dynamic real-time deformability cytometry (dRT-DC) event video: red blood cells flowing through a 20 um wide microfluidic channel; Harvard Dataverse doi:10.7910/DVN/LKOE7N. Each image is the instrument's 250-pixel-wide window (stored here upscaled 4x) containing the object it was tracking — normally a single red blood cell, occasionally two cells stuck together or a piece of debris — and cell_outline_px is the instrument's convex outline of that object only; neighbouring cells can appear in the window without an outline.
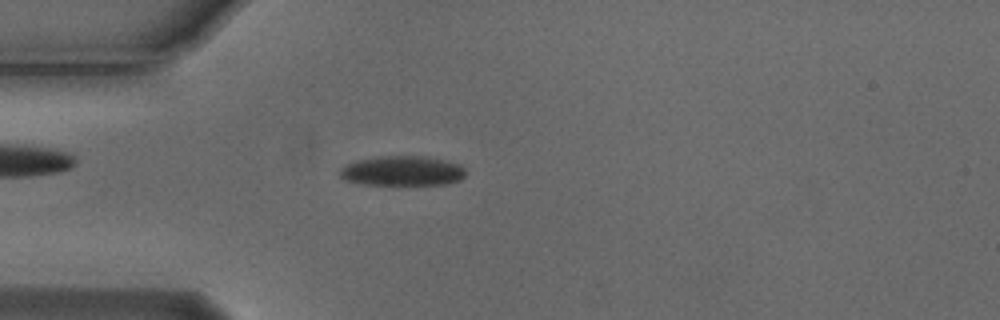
{"species": "Egyptian fruit bat (a non-hibernating species)", "species_latin": "Rousettus aegyptiacus", "temperature_condition": "cold", "stored_images_in_passage": 55, "camera_frame_rate_fps": 3000, "um_per_image_px": 0.085, "animal": {"sex": "male"}, "frame": {"image": 1, "passage_image": 15, "time_ms": 4.667, "image_size_px": [1000, 320], "cell_outline_px": [[468, 172], [460, 180], [448, 184], [364, 184], [344, 180], [340, 176], [340, 168], [356, 160], [380, 156], [424, 156], [444, 160], [460, 164]], "centroid_in_image_um": [34.23, 14.52], "position_along_channel_um": 50.8, "area_um2": 21.85}}
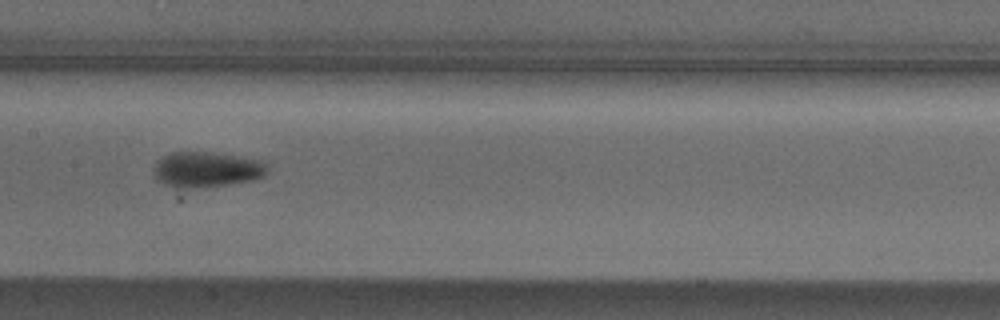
{"frame": {"image": 2, "passage_image": 27, "time_ms": 8.667, "image_size_px": [1000, 320], "cell_outline_px": [[268, 172], [264, 176], [252, 180], [228, 184], [192, 188], [172, 188], [156, 180], [152, 172], [156, 164], [164, 156], [172, 152], [204, 152], [236, 156], [260, 160], [268, 168]], "centroid_in_image_um": [17.52, 14.43], "position_along_channel_um": 189.9, "area_um2": 23.29}}
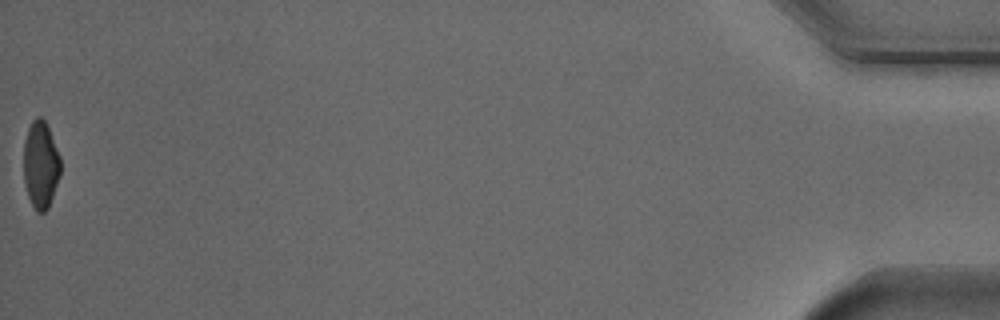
{"frame": {"image": 3, "passage_image": 55, "time_ms": 18.0, "image_size_px": [1000, 320], "cell_outline_px": [[60, 176], [48, 208], [44, 212], [36, 212], [28, 196], [24, 180], [24, 140], [28, 128], [32, 120], [36, 116], [40, 116], [44, 120], [48, 128], [60, 156]], "centroid_in_image_um": [3.45, 14.0], "position_along_channel_um": 431.7, "area_um2": 18.67}, "authors_computed_cell_mechanics": {"area_um2": 20.8658, "velocity_mm_per_s": 3.7221, "shape_relaxation_time_tau1_ms": 3.62, "shape_relaxation_time_tau2_ms": 5.136, "deformation_change_tau1": 0.1298, "deformation_change_tau2": 0.1005}}